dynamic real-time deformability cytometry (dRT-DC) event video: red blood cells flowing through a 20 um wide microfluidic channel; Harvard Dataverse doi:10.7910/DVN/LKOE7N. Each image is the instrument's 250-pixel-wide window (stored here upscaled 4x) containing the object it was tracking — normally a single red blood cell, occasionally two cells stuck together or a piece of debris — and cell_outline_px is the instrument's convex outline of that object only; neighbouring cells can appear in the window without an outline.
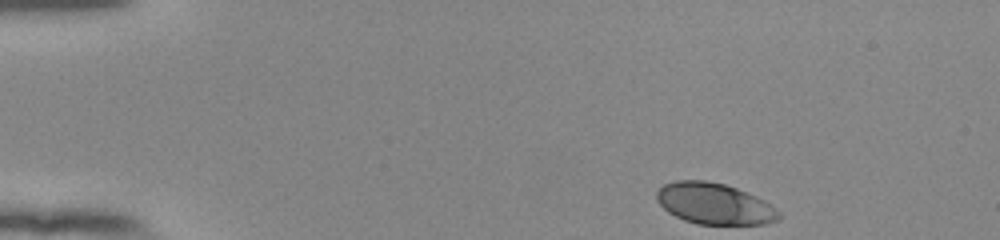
{"species": "human", "species_latin": "Homo sapiens", "temperature_condition": "room temperature", "stored_images_in_passage": 47, "camera_frame_rate_fps": 3000, "um_per_image_px": 0.085, "donor": {"sex": "female"}, "frame": {"image": 1, "passage_image": 1, "time_ms": 0.0, "image_size_px": [1000, 240], "cell_outline_px": [[780, 216], [776, 220], [764, 224], [696, 224], [684, 220], [668, 212], [656, 200], [656, 192], [664, 184], [676, 180], [704, 180], [724, 184], [736, 188], [764, 200], [780, 212]], "centroid_in_image_um": [60.69, 17.31], "position_along_channel_um": 24.3, "area_um2": 29.13}}
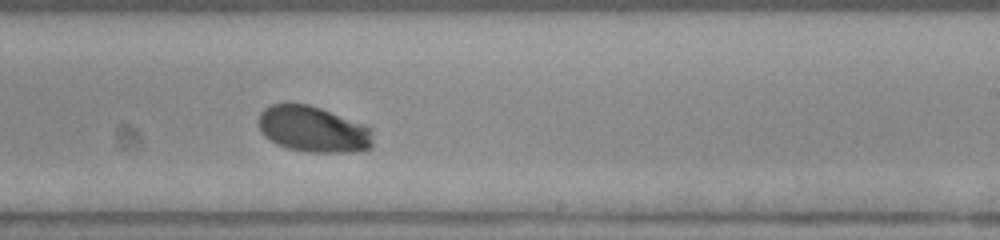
{"frame": {"image": 2, "passage_image": 27, "time_ms": 8.667, "image_size_px": [1000, 240], "cell_outline_px": [[372, 148], [356, 152], [308, 152], [288, 148], [276, 144], [264, 136], [260, 132], [260, 112], [264, 108], [272, 104], [308, 104], [320, 108], [364, 124], [372, 128]], "centroid_in_image_um": [26.64, 11.0], "position_along_channel_um": 262.4, "area_um2": 30.69}}
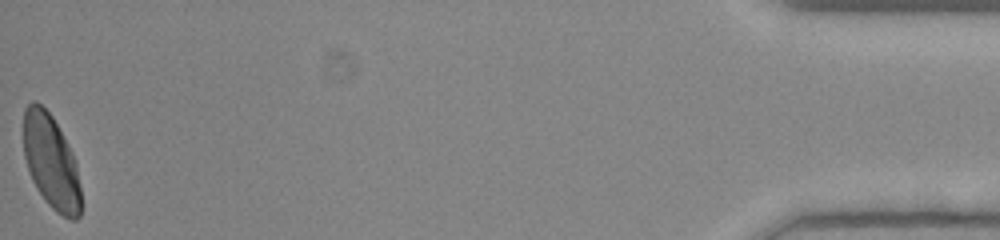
{"frame": {"image": 3, "passage_image": 47, "time_ms": 15.333, "image_size_px": [1000, 240], "cell_outline_px": [[80, 216], [76, 220], [68, 220], [56, 212], [44, 200], [36, 188], [28, 172], [24, 156], [24, 108], [32, 100], [36, 100], [52, 116], [68, 144], [72, 152], [76, 164], [80, 188]], "centroid_in_image_um": [4.33, 13.77], "position_along_channel_um": 430.9, "area_um2": 31.62}, "authors_computed_cell_mechanics": {"area_um2": 31.0386, "velocity_mm_per_s": 3.8742, "shape_relaxation_time_tau1_ms": 1.7966, "shape_relaxation_time_tau2_ms": null, "deformation_change_tau1": 0.1233, "deformation_change_tau2": null}}